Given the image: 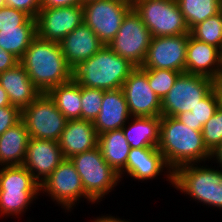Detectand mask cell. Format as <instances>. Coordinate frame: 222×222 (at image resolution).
<instances>
[{
	"label": "cell",
	"instance_id": "1",
	"mask_svg": "<svg viewBox=\"0 0 222 222\" xmlns=\"http://www.w3.org/2000/svg\"><path fill=\"white\" fill-rule=\"evenodd\" d=\"M158 150L172 172L185 164L211 161L202 131L193 130L171 116H161Z\"/></svg>",
	"mask_w": 222,
	"mask_h": 222
},
{
	"label": "cell",
	"instance_id": "2",
	"mask_svg": "<svg viewBox=\"0 0 222 222\" xmlns=\"http://www.w3.org/2000/svg\"><path fill=\"white\" fill-rule=\"evenodd\" d=\"M30 80L41 93L72 79L73 70L66 63L60 43L36 37L20 59Z\"/></svg>",
	"mask_w": 222,
	"mask_h": 222
},
{
	"label": "cell",
	"instance_id": "3",
	"mask_svg": "<svg viewBox=\"0 0 222 222\" xmlns=\"http://www.w3.org/2000/svg\"><path fill=\"white\" fill-rule=\"evenodd\" d=\"M136 67L104 45L98 52L73 69L72 78L80 85L105 91L122 87Z\"/></svg>",
	"mask_w": 222,
	"mask_h": 222
},
{
	"label": "cell",
	"instance_id": "4",
	"mask_svg": "<svg viewBox=\"0 0 222 222\" xmlns=\"http://www.w3.org/2000/svg\"><path fill=\"white\" fill-rule=\"evenodd\" d=\"M172 185L206 206L222 209V170L185 164L173 172Z\"/></svg>",
	"mask_w": 222,
	"mask_h": 222
},
{
	"label": "cell",
	"instance_id": "5",
	"mask_svg": "<svg viewBox=\"0 0 222 222\" xmlns=\"http://www.w3.org/2000/svg\"><path fill=\"white\" fill-rule=\"evenodd\" d=\"M40 183L22 166L0 169V214L19 215L37 198ZM32 201V202H31Z\"/></svg>",
	"mask_w": 222,
	"mask_h": 222
},
{
	"label": "cell",
	"instance_id": "6",
	"mask_svg": "<svg viewBox=\"0 0 222 222\" xmlns=\"http://www.w3.org/2000/svg\"><path fill=\"white\" fill-rule=\"evenodd\" d=\"M70 160L78 172L85 193L98 202L117 186L120 177L103 158L99 146L92 150L73 155Z\"/></svg>",
	"mask_w": 222,
	"mask_h": 222
},
{
	"label": "cell",
	"instance_id": "7",
	"mask_svg": "<svg viewBox=\"0 0 222 222\" xmlns=\"http://www.w3.org/2000/svg\"><path fill=\"white\" fill-rule=\"evenodd\" d=\"M153 37L190 34L176 0L130 1Z\"/></svg>",
	"mask_w": 222,
	"mask_h": 222
},
{
	"label": "cell",
	"instance_id": "8",
	"mask_svg": "<svg viewBox=\"0 0 222 222\" xmlns=\"http://www.w3.org/2000/svg\"><path fill=\"white\" fill-rule=\"evenodd\" d=\"M214 87L215 81L209 77L181 73L161 101V116L176 117L191 111Z\"/></svg>",
	"mask_w": 222,
	"mask_h": 222
},
{
	"label": "cell",
	"instance_id": "9",
	"mask_svg": "<svg viewBox=\"0 0 222 222\" xmlns=\"http://www.w3.org/2000/svg\"><path fill=\"white\" fill-rule=\"evenodd\" d=\"M30 138L59 141L67 119L48 93H41L21 111Z\"/></svg>",
	"mask_w": 222,
	"mask_h": 222
},
{
	"label": "cell",
	"instance_id": "10",
	"mask_svg": "<svg viewBox=\"0 0 222 222\" xmlns=\"http://www.w3.org/2000/svg\"><path fill=\"white\" fill-rule=\"evenodd\" d=\"M152 38L150 30L132 8L124 17L119 31L107 46L116 54L126 58L135 67H141Z\"/></svg>",
	"mask_w": 222,
	"mask_h": 222
},
{
	"label": "cell",
	"instance_id": "11",
	"mask_svg": "<svg viewBox=\"0 0 222 222\" xmlns=\"http://www.w3.org/2000/svg\"><path fill=\"white\" fill-rule=\"evenodd\" d=\"M131 9L130 0L89 1L83 4L84 23L94 31L104 45H108Z\"/></svg>",
	"mask_w": 222,
	"mask_h": 222
},
{
	"label": "cell",
	"instance_id": "12",
	"mask_svg": "<svg viewBox=\"0 0 222 222\" xmlns=\"http://www.w3.org/2000/svg\"><path fill=\"white\" fill-rule=\"evenodd\" d=\"M46 192L53 201L66 210H70L77 200L85 197L95 203L86 193L82 180L70 158L64 160L40 184V192Z\"/></svg>",
	"mask_w": 222,
	"mask_h": 222
},
{
	"label": "cell",
	"instance_id": "13",
	"mask_svg": "<svg viewBox=\"0 0 222 222\" xmlns=\"http://www.w3.org/2000/svg\"><path fill=\"white\" fill-rule=\"evenodd\" d=\"M35 19L38 38L60 43L84 23L83 5L41 8Z\"/></svg>",
	"mask_w": 222,
	"mask_h": 222
},
{
	"label": "cell",
	"instance_id": "14",
	"mask_svg": "<svg viewBox=\"0 0 222 222\" xmlns=\"http://www.w3.org/2000/svg\"><path fill=\"white\" fill-rule=\"evenodd\" d=\"M188 39L189 34L153 37L141 68L186 72Z\"/></svg>",
	"mask_w": 222,
	"mask_h": 222
},
{
	"label": "cell",
	"instance_id": "15",
	"mask_svg": "<svg viewBox=\"0 0 222 222\" xmlns=\"http://www.w3.org/2000/svg\"><path fill=\"white\" fill-rule=\"evenodd\" d=\"M121 89L132 117L161 116V100L149 85L148 69L136 67L124 81Z\"/></svg>",
	"mask_w": 222,
	"mask_h": 222
},
{
	"label": "cell",
	"instance_id": "16",
	"mask_svg": "<svg viewBox=\"0 0 222 222\" xmlns=\"http://www.w3.org/2000/svg\"><path fill=\"white\" fill-rule=\"evenodd\" d=\"M63 160L57 141L29 138L23 166L40 184Z\"/></svg>",
	"mask_w": 222,
	"mask_h": 222
},
{
	"label": "cell",
	"instance_id": "17",
	"mask_svg": "<svg viewBox=\"0 0 222 222\" xmlns=\"http://www.w3.org/2000/svg\"><path fill=\"white\" fill-rule=\"evenodd\" d=\"M186 73L206 76L214 81L219 80L222 77V51L189 34Z\"/></svg>",
	"mask_w": 222,
	"mask_h": 222
},
{
	"label": "cell",
	"instance_id": "18",
	"mask_svg": "<svg viewBox=\"0 0 222 222\" xmlns=\"http://www.w3.org/2000/svg\"><path fill=\"white\" fill-rule=\"evenodd\" d=\"M164 168L168 170V181L173 184V172L168 168L158 147L130 148L126 168L119 177L121 181L123 173L126 172L134 179L144 181L155 178Z\"/></svg>",
	"mask_w": 222,
	"mask_h": 222
},
{
	"label": "cell",
	"instance_id": "19",
	"mask_svg": "<svg viewBox=\"0 0 222 222\" xmlns=\"http://www.w3.org/2000/svg\"><path fill=\"white\" fill-rule=\"evenodd\" d=\"M60 46L66 63L73 70L98 52L104 44L94 31L83 23L64 37Z\"/></svg>",
	"mask_w": 222,
	"mask_h": 222
},
{
	"label": "cell",
	"instance_id": "20",
	"mask_svg": "<svg viewBox=\"0 0 222 222\" xmlns=\"http://www.w3.org/2000/svg\"><path fill=\"white\" fill-rule=\"evenodd\" d=\"M58 143L64 158L94 149L98 146V135L93 122L83 119L67 120Z\"/></svg>",
	"mask_w": 222,
	"mask_h": 222
},
{
	"label": "cell",
	"instance_id": "21",
	"mask_svg": "<svg viewBox=\"0 0 222 222\" xmlns=\"http://www.w3.org/2000/svg\"><path fill=\"white\" fill-rule=\"evenodd\" d=\"M130 115L123 90L104 91L100 113L93 121L97 135L107 131L121 129L126 123L129 124Z\"/></svg>",
	"mask_w": 222,
	"mask_h": 222
},
{
	"label": "cell",
	"instance_id": "22",
	"mask_svg": "<svg viewBox=\"0 0 222 222\" xmlns=\"http://www.w3.org/2000/svg\"><path fill=\"white\" fill-rule=\"evenodd\" d=\"M0 85L6 91L10 104L21 111L41 94L20 63L0 73Z\"/></svg>",
	"mask_w": 222,
	"mask_h": 222
},
{
	"label": "cell",
	"instance_id": "23",
	"mask_svg": "<svg viewBox=\"0 0 222 222\" xmlns=\"http://www.w3.org/2000/svg\"><path fill=\"white\" fill-rule=\"evenodd\" d=\"M29 138L26 124L22 119L0 135V165L22 166Z\"/></svg>",
	"mask_w": 222,
	"mask_h": 222
},
{
	"label": "cell",
	"instance_id": "24",
	"mask_svg": "<svg viewBox=\"0 0 222 222\" xmlns=\"http://www.w3.org/2000/svg\"><path fill=\"white\" fill-rule=\"evenodd\" d=\"M133 121L122 127L130 148L158 147L160 141L161 116H133Z\"/></svg>",
	"mask_w": 222,
	"mask_h": 222
},
{
	"label": "cell",
	"instance_id": "25",
	"mask_svg": "<svg viewBox=\"0 0 222 222\" xmlns=\"http://www.w3.org/2000/svg\"><path fill=\"white\" fill-rule=\"evenodd\" d=\"M98 146L106 162L119 174L126 168L130 144L121 129L98 135Z\"/></svg>",
	"mask_w": 222,
	"mask_h": 222
},
{
	"label": "cell",
	"instance_id": "26",
	"mask_svg": "<svg viewBox=\"0 0 222 222\" xmlns=\"http://www.w3.org/2000/svg\"><path fill=\"white\" fill-rule=\"evenodd\" d=\"M36 37V19L30 17L17 28H0V48L20 60Z\"/></svg>",
	"mask_w": 222,
	"mask_h": 222
},
{
	"label": "cell",
	"instance_id": "27",
	"mask_svg": "<svg viewBox=\"0 0 222 222\" xmlns=\"http://www.w3.org/2000/svg\"><path fill=\"white\" fill-rule=\"evenodd\" d=\"M67 120L81 119V86L72 78L48 92Z\"/></svg>",
	"mask_w": 222,
	"mask_h": 222
},
{
	"label": "cell",
	"instance_id": "28",
	"mask_svg": "<svg viewBox=\"0 0 222 222\" xmlns=\"http://www.w3.org/2000/svg\"><path fill=\"white\" fill-rule=\"evenodd\" d=\"M220 107V98L214 87L191 111L178 114L177 118L183 124L196 131H202L203 125Z\"/></svg>",
	"mask_w": 222,
	"mask_h": 222
},
{
	"label": "cell",
	"instance_id": "29",
	"mask_svg": "<svg viewBox=\"0 0 222 222\" xmlns=\"http://www.w3.org/2000/svg\"><path fill=\"white\" fill-rule=\"evenodd\" d=\"M189 30L222 11V0H176Z\"/></svg>",
	"mask_w": 222,
	"mask_h": 222
},
{
	"label": "cell",
	"instance_id": "30",
	"mask_svg": "<svg viewBox=\"0 0 222 222\" xmlns=\"http://www.w3.org/2000/svg\"><path fill=\"white\" fill-rule=\"evenodd\" d=\"M190 34L222 51V11L195 25L190 30Z\"/></svg>",
	"mask_w": 222,
	"mask_h": 222
},
{
	"label": "cell",
	"instance_id": "31",
	"mask_svg": "<svg viewBox=\"0 0 222 222\" xmlns=\"http://www.w3.org/2000/svg\"><path fill=\"white\" fill-rule=\"evenodd\" d=\"M181 73L170 69H148L149 85L161 101L168 94Z\"/></svg>",
	"mask_w": 222,
	"mask_h": 222
},
{
	"label": "cell",
	"instance_id": "32",
	"mask_svg": "<svg viewBox=\"0 0 222 222\" xmlns=\"http://www.w3.org/2000/svg\"><path fill=\"white\" fill-rule=\"evenodd\" d=\"M104 91L81 86V119L91 122L96 119L100 113Z\"/></svg>",
	"mask_w": 222,
	"mask_h": 222
},
{
	"label": "cell",
	"instance_id": "33",
	"mask_svg": "<svg viewBox=\"0 0 222 222\" xmlns=\"http://www.w3.org/2000/svg\"><path fill=\"white\" fill-rule=\"evenodd\" d=\"M203 141L207 149L212 152L222 143V107L203 125Z\"/></svg>",
	"mask_w": 222,
	"mask_h": 222
},
{
	"label": "cell",
	"instance_id": "34",
	"mask_svg": "<svg viewBox=\"0 0 222 222\" xmlns=\"http://www.w3.org/2000/svg\"><path fill=\"white\" fill-rule=\"evenodd\" d=\"M30 16L23 11L4 6L0 9V28H17L23 25Z\"/></svg>",
	"mask_w": 222,
	"mask_h": 222
},
{
	"label": "cell",
	"instance_id": "35",
	"mask_svg": "<svg viewBox=\"0 0 222 222\" xmlns=\"http://www.w3.org/2000/svg\"><path fill=\"white\" fill-rule=\"evenodd\" d=\"M21 120V110L16 106L0 108V135Z\"/></svg>",
	"mask_w": 222,
	"mask_h": 222
},
{
	"label": "cell",
	"instance_id": "36",
	"mask_svg": "<svg viewBox=\"0 0 222 222\" xmlns=\"http://www.w3.org/2000/svg\"><path fill=\"white\" fill-rule=\"evenodd\" d=\"M6 6L15 8L36 18L41 9V0H5Z\"/></svg>",
	"mask_w": 222,
	"mask_h": 222
},
{
	"label": "cell",
	"instance_id": "37",
	"mask_svg": "<svg viewBox=\"0 0 222 222\" xmlns=\"http://www.w3.org/2000/svg\"><path fill=\"white\" fill-rule=\"evenodd\" d=\"M19 61L12 53L0 48V73L15 67Z\"/></svg>",
	"mask_w": 222,
	"mask_h": 222
},
{
	"label": "cell",
	"instance_id": "38",
	"mask_svg": "<svg viewBox=\"0 0 222 222\" xmlns=\"http://www.w3.org/2000/svg\"><path fill=\"white\" fill-rule=\"evenodd\" d=\"M82 5V0H41V8Z\"/></svg>",
	"mask_w": 222,
	"mask_h": 222
},
{
	"label": "cell",
	"instance_id": "39",
	"mask_svg": "<svg viewBox=\"0 0 222 222\" xmlns=\"http://www.w3.org/2000/svg\"><path fill=\"white\" fill-rule=\"evenodd\" d=\"M216 158L217 162L219 163V167L222 168V143L214 150L211 152V160L213 158Z\"/></svg>",
	"mask_w": 222,
	"mask_h": 222
},
{
	"label": "cell",
	"instance_id": "40",
	"mask_svg": "<svg viewBox=\"0 0 222 222\" xmlns=\"http://www.w3.org/2000/svg\"><path fill=\"white\" fill-rule=\"evenodd\" d=\"M4 106H11L6 91L0 85V108Z\"/></svg>",
	"mask_w": 222,
	"mask_h": 222
},
{
	"label": "cell",
	"instance_id": "41",
	"mask_svg": "<svg viewBox=\"0 0 222 222\" xmlns=\"http://www.w3.org/2000/svg\"><path fill=\"white\" fill-rule=\"evenodd\" d=\"M92 222H129V221H124V220H121L120 218H115L112 216H106V217L102 216L101 218L100 217L96 218Z\"/></svg>",
	"mask_w": 222,
	"mask_h": 222
},
{
	"label": "cell",
	"instance_id": "42",
	"mask_svg": "<svg viewBox=\"0 0 222 222\" xmlns=\"http://www.w3.org/2000/svg\"><path fill=\"white\" fill-rule=\"evenodd\" d=\"M215 88L220 98V106L222 107V77L215 81Z\"/></svg>",
	"mask_w": 222,
	"mask_h": 222
},
{
	"label": "cell",
	"instance_id": "43",
	"mask_svg": "<svg viewBox=\"0 0 222 222\" xmlns=\"http://www.w3.org/2000/svg\"><path fill=\"white\" fill-rule=\"evenodd\" d=\"M6 6L5 0H0V9Z\"/></svg>",
	"mask_w": 222,
	"mask_h": 222
},
{
	"label": "cell",
	"instance_id": "44",
	"mask_svg": "<svg viewBox=\"0 0 222 222\" xmlns=\"http://www.w3.org/2000/svg\"><path fill=\"white\" fill-rule=\"evenodd\" d=\"M89 1H94V0H82V5L89 2Z\"/></svg>",
	"mask_w": 222,
	"mask_h": 222
}]
</instances>
